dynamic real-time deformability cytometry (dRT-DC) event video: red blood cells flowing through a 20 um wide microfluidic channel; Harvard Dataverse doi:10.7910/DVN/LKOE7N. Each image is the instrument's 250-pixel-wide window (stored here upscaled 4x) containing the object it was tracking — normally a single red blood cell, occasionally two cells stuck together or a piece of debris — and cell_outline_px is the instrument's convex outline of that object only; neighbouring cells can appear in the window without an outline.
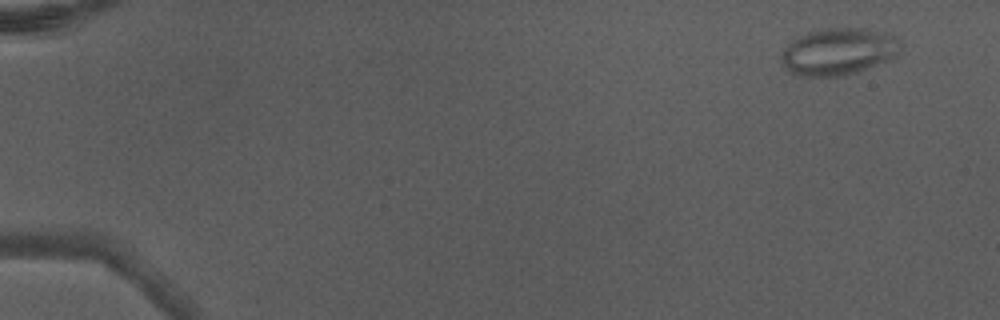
{"species": "Egyptian fruit bat (a non-hibernating species)", "species_latin": "Rousettus aegyptiacus", "temperature_condition": "warm", "stored_images_in_passage": 3, "camera_frame_rate_fps": 3000, "um_per_image_px": 0.085, "animal": {"sex": "male"}, "frame": {"image": 1, "passage_image": 1, "time_ms": 0.0, "image_size_px": [1000, 320], "cell_outline_px": [[900, 52], [860, 72], [844, 76], [800, 76], [784, 68], [780, 56], [784, 48], [792, 40], [808, 32], [824, 28], [864, 28], [884, 32], [892, 36], [900, 44]], "centroid_in_image_um": [71.21, 4.38], "position_along_channel_um": 13.8, "area_um2": 32.37}}